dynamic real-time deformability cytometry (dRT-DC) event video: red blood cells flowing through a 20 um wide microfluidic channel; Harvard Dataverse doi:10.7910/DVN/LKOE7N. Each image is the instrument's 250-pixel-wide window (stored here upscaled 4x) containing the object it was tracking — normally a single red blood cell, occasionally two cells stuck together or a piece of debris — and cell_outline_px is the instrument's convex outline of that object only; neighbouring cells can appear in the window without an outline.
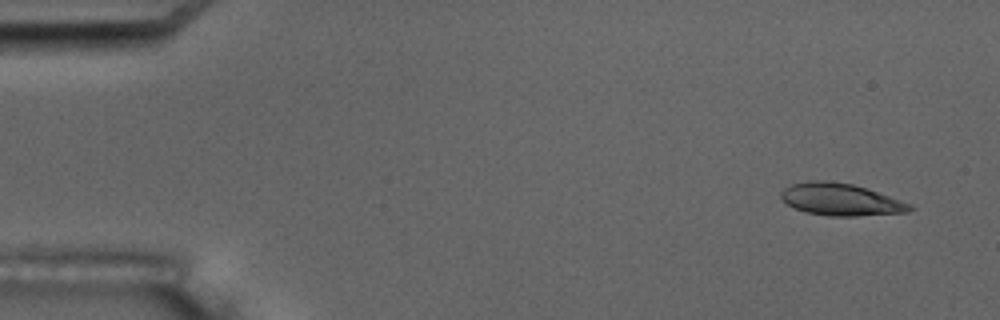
{"species": "common noctule bat (a hibernating species)", "species_latin": "Nyctalus noctula", "temperature_condition": "room temperature", "stored_images_in_passage": 4, "camera_frame_rate_fps": 3000, "um_per_image_px": 0.085, "animal": {"sex": "male", "body_mass_g": 17.5, "forearm_length_mm": 52.3}, "frame": {"image": 1, "passage_image": 1, "time_ms": 0.0, "image_size_px": [1000, 320], "cell_outline_px": [[916, 208], [908, 212], [856, 216], [828, 216], [804, 212], [784, 204], [780, 196], [780, 192], [784, 188], [792, 184], [812, 180], [828, 180], [852, 184], [912, 204]], "centroid_in_image_um": [71.41, 16.97], "position_along_channel_um": 13.6, "area_um2": 24.22}}